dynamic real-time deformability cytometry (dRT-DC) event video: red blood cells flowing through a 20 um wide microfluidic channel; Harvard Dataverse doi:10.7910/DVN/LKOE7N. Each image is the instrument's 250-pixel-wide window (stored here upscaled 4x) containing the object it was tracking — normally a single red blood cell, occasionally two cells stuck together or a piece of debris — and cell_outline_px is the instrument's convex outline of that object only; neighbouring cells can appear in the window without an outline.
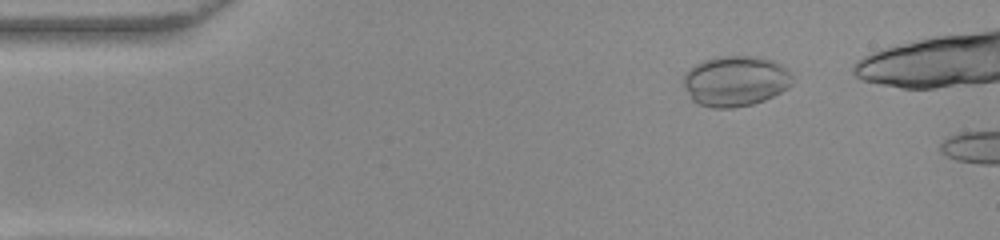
{"species": "common noctule bat (a hibernating species)", "species_latin": "Nyctalus noctula", "temperature_condition": "warm", "stored_images_in_passage": 11, "camera_frame_rate_fps": 3000, "um_per_image_px": 0.085, "animal": {"sex": "female", "body_mass_g": 22.0, "forearm_length_mm": 56.7}, "frame": {"image": 1, "passage_image": 7, "time_ms": 2.0, "image_size_px": [1000, 240], "cell_outline_px": [[792, 84], [788, 88], [764, 100], [752, 104], [732, 108], [712, 108], [700, 104], [692, 100], [684, 84], [684, 72], [688, 68], [704, 60], [724, 56], [756, 56], [772, 60], [780, 64], [792, 76]], "centroid_in_image_um": [62.5, 6.89], "position_along_channel_um": 22.5, "area_um2": 31.85}}